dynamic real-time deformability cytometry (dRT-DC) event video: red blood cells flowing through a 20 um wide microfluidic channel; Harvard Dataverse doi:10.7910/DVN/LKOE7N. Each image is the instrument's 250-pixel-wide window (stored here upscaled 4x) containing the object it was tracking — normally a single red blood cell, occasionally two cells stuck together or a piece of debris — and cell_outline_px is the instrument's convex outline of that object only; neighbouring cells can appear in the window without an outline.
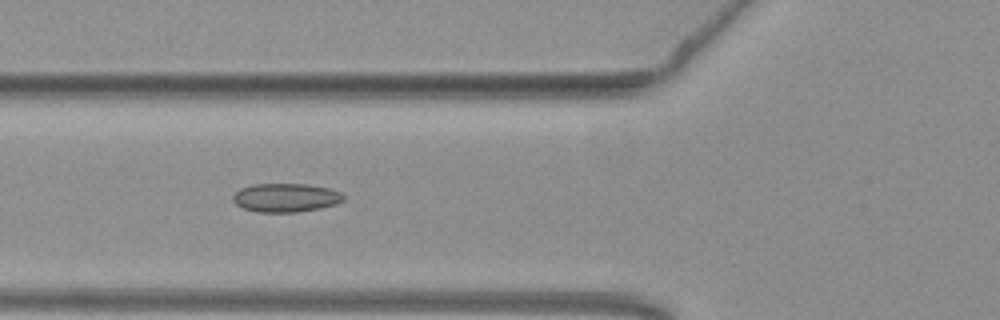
{"species": "common noctule bat (a hibernating species)", "species_latin": "Nyctalus noctula", "temperature_condition": "warm", "stored_images_in_passage": 16, "camera_frame_rate_fps": 3000, "um_per_image_px": 0.085, "animal": {"sex": "female", "body_mass_g": 19.3, "forearm_length_mm": 54.1}, "frame": {"image": 1, "passage_image": 7, "time_ms": 2.0, "image_size_px": [1000, 320], "cell_outline_px": [[344, 200], [336, 204], [320, 208], [296, 212], [256, 212], [244, 208], [236, 204], [232, 200], [232, 196], [240, 188], [252, 184], [308, 184], [328, 188], [340, 192], [344, 196]], "centroid_in_image_um": [24.27, 16.8], "position_along_channel_um": 101.5, "area_um2": 18.5}}
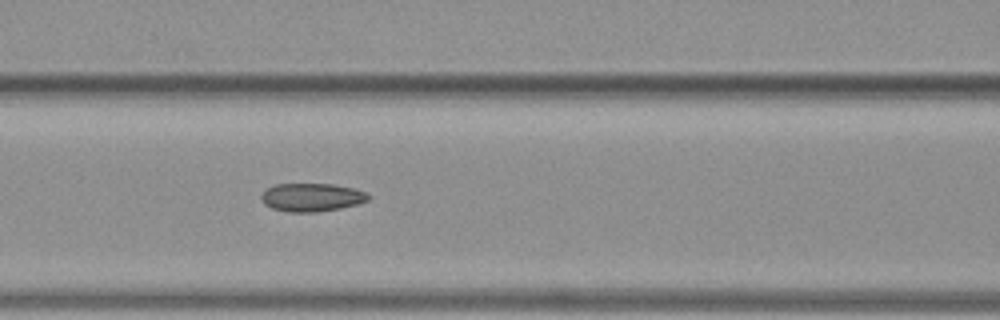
{"frame": {"image": 2, "passage_image": 10, "time_ms": 3.0, "image_size_px": [1000, 320], "cell_outline_px": [[368, 200], [356, 204], [340, 208], [316, 212], [288, 212], [272, 208], [264, 204], [260, 196], [268, 188], [276, 184], [332, 184], [356, 188], [368, 192]], "centroid_in_image_um": [26.5, 16.77], "position_along_channel_um": 140.1, "area_um2": 17.57}}
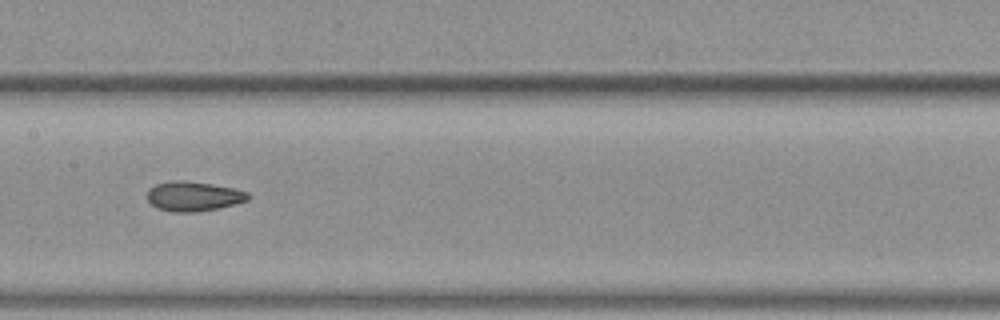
{"frame": {"image": 3, "passage_image": 14, "time_ms": 4.333, "image_size_px": [1000, 320], "cell_outline_px": [[252, 196], [248, 200], [236, 204], [220, 208], [196, 212], [172, 212], [156, 208], [148, 200], [148, 188], [156, 184], [172, 180], [184, 180], [212, 184], [232, 188], [248, 192]], "centroid_in_image_um": [16.46, 16.69], "position_along_channel_um": 190.9, "area_um2": 17.63}}